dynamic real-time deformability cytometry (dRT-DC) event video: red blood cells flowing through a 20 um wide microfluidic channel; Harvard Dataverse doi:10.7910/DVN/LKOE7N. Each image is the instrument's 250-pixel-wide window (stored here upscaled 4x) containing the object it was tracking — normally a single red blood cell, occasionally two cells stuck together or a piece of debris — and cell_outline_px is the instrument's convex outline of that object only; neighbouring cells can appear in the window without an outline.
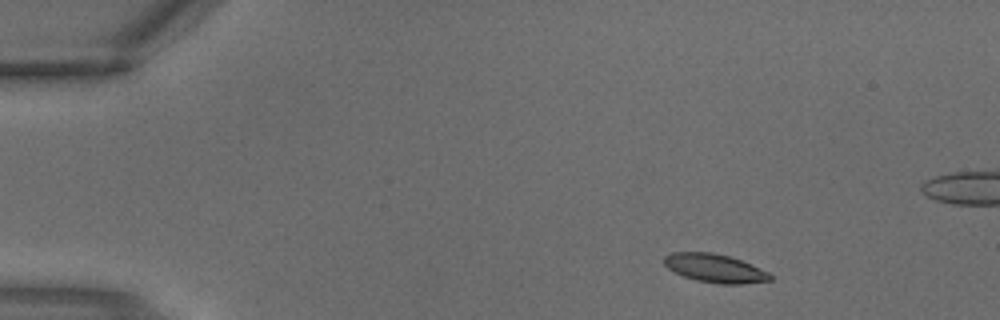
{"species": "common noctule bat (a hibernating species)", "species_latin": "Nyctalus noctula", "temperature_condition": "warm", "stored_images_in_passage": 3, "camera_frame_rate_fps": 3000, "um_per_image_px": 0.085, "animal": {"sex": "male", "body_mass_g": 18.8}, "frame": {"image": 1, "passage_image": 1, "time_ms": 0.0, "image_size_px": [1000, 320], "cell_outline_px": [[772, 280], [744, 284], [720, 284], [696, 280], [684, 276], [668, 268], [664, 264], [664, 256], [672, 252], [712, 252], [728, 256], [740, 260], [760, 268], [768, 272], [772, 276]], "centroid_in_image_um": [60.77, 22.8], "position_along_channel_um": 24.2, "area_um2": 17.51}}